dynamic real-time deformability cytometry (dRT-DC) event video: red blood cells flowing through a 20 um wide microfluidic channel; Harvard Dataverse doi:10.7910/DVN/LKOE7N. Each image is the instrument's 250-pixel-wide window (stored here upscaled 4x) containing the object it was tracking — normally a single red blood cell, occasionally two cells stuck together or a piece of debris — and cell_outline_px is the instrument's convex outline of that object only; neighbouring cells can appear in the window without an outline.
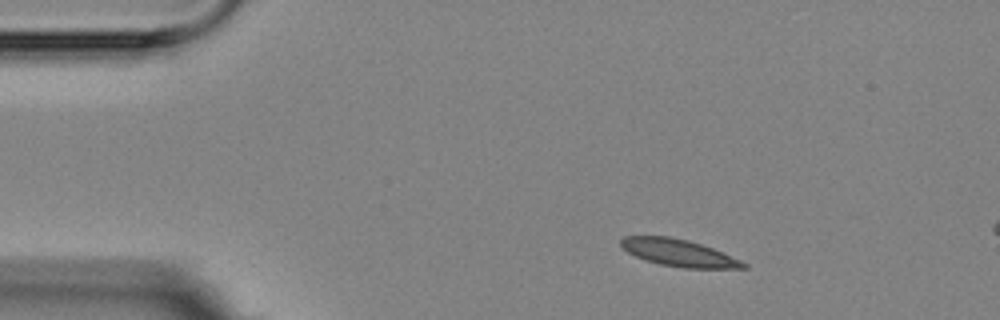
{"species": "Egyptian fruit bat (a non-hibernating species)", "species_latin": "Rousettus aegyptiacus", "temperature_condition": "room temperature", "stored_images_in_passage": 4, "camera_frame_rate_fps": 3000, "um_per_image_px": 0.085, "animal": {"sex": "female"}, "frame": {"image": 1, "passage_image": 1, "time_ms": 0.0, "image_size_px": [1000, 320], "cell_outline_px": [[748, 268], [684, 268], [660, 264], [644, 260], [620, 248], [620, 240], [624, 236], [668, 236], [688, 240], [712, 248], [740, 260], [748, 264]], "centroid_in_image_um": [57.65, 21.49], "position_along_channel_um": 27.3, "area_um2": 19.25}}